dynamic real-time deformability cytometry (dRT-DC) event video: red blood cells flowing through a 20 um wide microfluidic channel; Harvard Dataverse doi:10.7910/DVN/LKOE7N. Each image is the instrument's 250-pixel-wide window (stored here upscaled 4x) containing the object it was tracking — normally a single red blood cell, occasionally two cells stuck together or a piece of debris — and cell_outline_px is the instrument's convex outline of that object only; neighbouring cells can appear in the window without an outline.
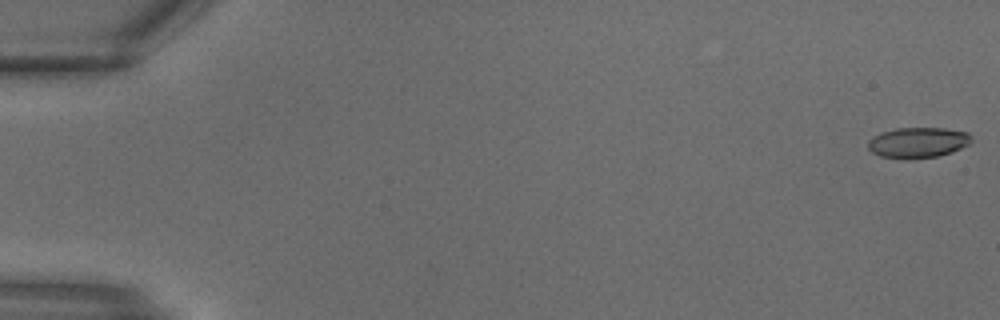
{"species": "common noctule bat (a hibernating species)", "species_latin": "Nyctalus noctula", "temperature_condition": "warm", "stored_images_in_passage": 12, "camera_frame_rate_fps": 3000, "um_per_image_px": 0.085, "animal": {"sex": "male", "body_mass_g": 18.8}, "frame": {"image": 1, "passage_image": 1, "time_ms": 0.0, "image_size_px": [1000, 320], "cell_outline_px": [[972, 140], [968, 144], [952, 152], [936, 156], [908, 160], [904, 160], [880, 156], [872, 152], [868, 148], [868, 140], [872, 136], [880, 132], [896, 128], [944, 128], [968, 132], [972, 136]], "centroid_in_image_um": [77.99, 12.12], "position_along_channel_um": 7.0, "area_um2": 18.67}}
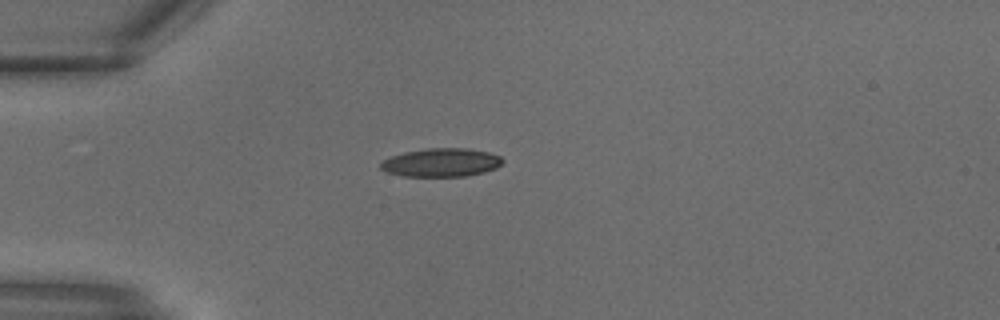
{"frame": {"image": 2, "passage_image": 9, "time_ms": 2.667, "image_size_px": [1000, 320], "cell_outline_px": [[504, 160], [496, 168], [484, 172], [468, 176], [400, 176], [388, 172], [380, 168], [380, 164], [384, 160], [392, 156], [404, 152], [428, 148], [464, 148], [488, 152], [500, 156]], "centroid_in_image_um": [37.51, 13.82], "position_along_channel_um": 47.5, "area_um2": 20.11}}
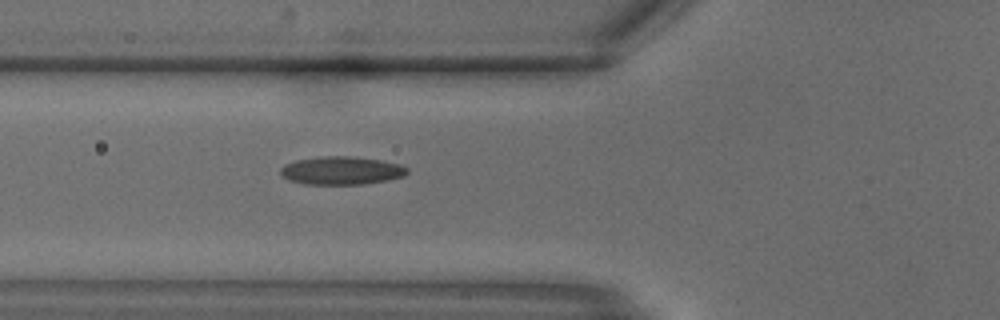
{"frame": {"image": 3, "passage_image": 12, "time_ms": 3.667, "image_size_px": [1000, 320], "cell_outline_px": [[408, 172], [404, 176], [388, 180], [364, 184], [304, 184], [288, 180], [280, 172], [280, 168], [284, 164], [296, 160], [320, 156], [352, 156], [380, 160], [400, 164], [408, 168]], "centroid_in_image_um": [29.02, 14.49], "position_along_channel_um": 96.8, "area_um2": 20.87}}